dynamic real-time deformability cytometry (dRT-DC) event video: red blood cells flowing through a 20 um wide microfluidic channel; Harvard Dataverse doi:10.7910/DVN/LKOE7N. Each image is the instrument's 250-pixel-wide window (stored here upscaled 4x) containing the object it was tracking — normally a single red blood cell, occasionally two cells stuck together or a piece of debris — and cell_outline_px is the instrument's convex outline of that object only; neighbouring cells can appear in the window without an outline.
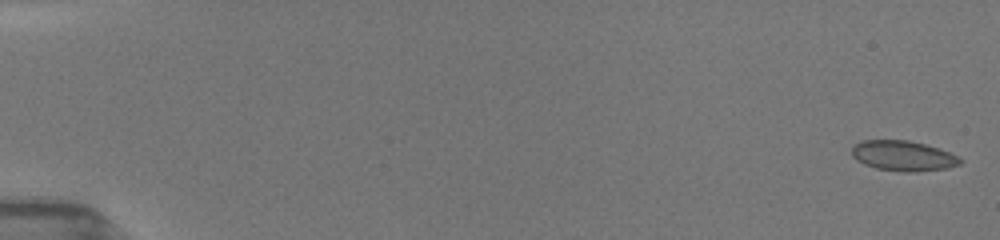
{"species": "common noctule bat (a hibernating species)", "species_latin": "Nyctalus noctula", "temperature_condition": "room temperature", "stored_images_in_passage": 12, "camera_frame_rate_fps": 3000, "um_per_image_px": 0.085, "animal": {"sex": "female", "body_mass_g": 19.5, "forearm_length_mm": 54.1}, "frame": {"image": 1, "passage_image": 1, "time_ms": 0.0, "image_size_px": [1000, 240], "cell_outline_px": [[960, 160], [956, 164], [944, 168], [916, 172], [900, 172], [876, 168], [860, 160], [852, 152], [852, 148], [856, 144], [864, 140], [904, 140], [936, 148], [948, 152], [956, 156]], "centroid_in_image_um": [76.73, 13.25], "position_along_channel_um": 8.3, "area_um2": 18.15}}
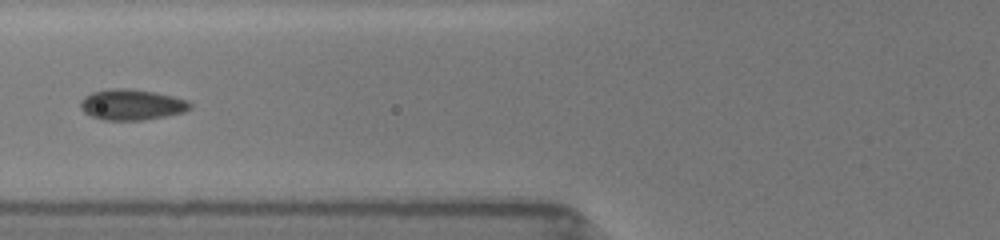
{"frame": {"image": 2, "passage_image": 10, "time_ms": 7.0, "image_size_px": [1000, 240], "cell_outline_px": [[192, 108], [184, 112], [144, 120], [104, 120], [92, 116], [84, 112], [80, 104], [84, 96], [92, 92], [104, 88], [132, 88], [156, 92], [188, 100], [192, 104]], "centroid_in_image_um": [11.21, 8.88], "position_along_channel_um": 114.6, "area_um2": 19.83}}
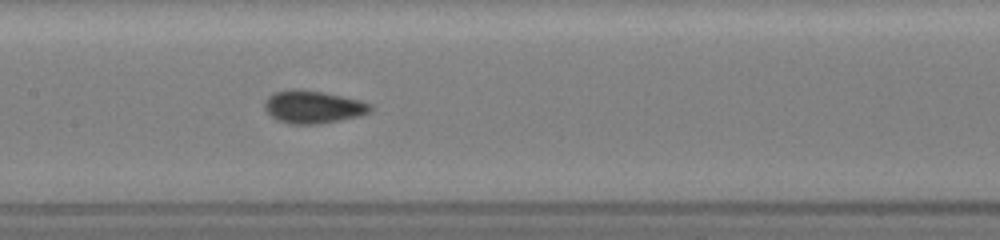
{"frame": {"image": 3, "passage_image": 12, "time_ms": 8.667, "image_size_px": [1000, 240], "cell_outline_px": [[368, 108], [364, 112], [356, 116], [320, 124], [288, 124], [276, 120], [268, 112], [264, 104], [268, 96], [276, 92], [320, 92], [356, 100], [368, 104]], "centroid_in_image_um": [26.51, 9.15], "position_along_channel_um": 180.9, "area_um2": 18.67}}